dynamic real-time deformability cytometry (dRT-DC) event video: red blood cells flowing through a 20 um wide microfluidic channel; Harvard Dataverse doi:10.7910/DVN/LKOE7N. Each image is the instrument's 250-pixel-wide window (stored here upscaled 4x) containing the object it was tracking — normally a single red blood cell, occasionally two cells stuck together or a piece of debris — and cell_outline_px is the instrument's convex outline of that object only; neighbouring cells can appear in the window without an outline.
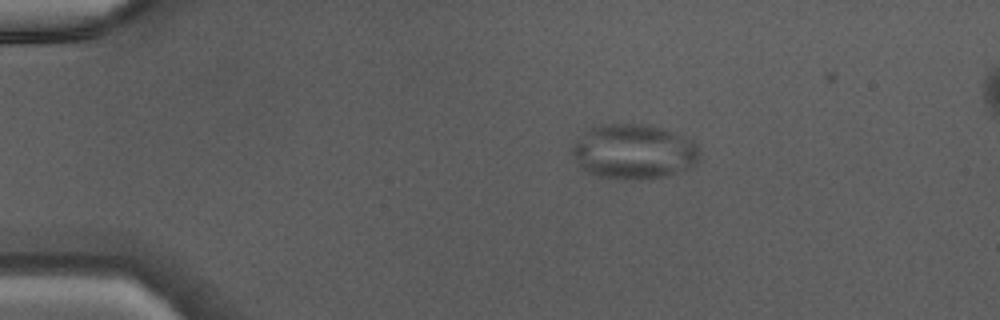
{"species": "Egyptian fruit bat (a non-hibernating species)", "species_latin": "Rousettus aegyptiacus", "temperature_condition": "warm", "stored_images_in_passage": 38, "camera_frame_rate_fps": 3000, "um_per_image_px": 0.085, "animal": {"sex": "male"}, "frame": {"image": 1, "passage_image": 1, "time_ms": 0.0, "image_size_px": [1000, 320], "cell_outline_px": [[700, 160], [692, 168], [664, 176], [648, 180], [596, 176], [580, 168], [572, 156], [572, 148], [584, 132], [600, 124], [648, 124], [684, 136], [692, 140], [700, 148]], "centroid_in_image_um": [53.91, 12.9], "position_along_channel_um": 31.1, "area_um2": 40.92}}
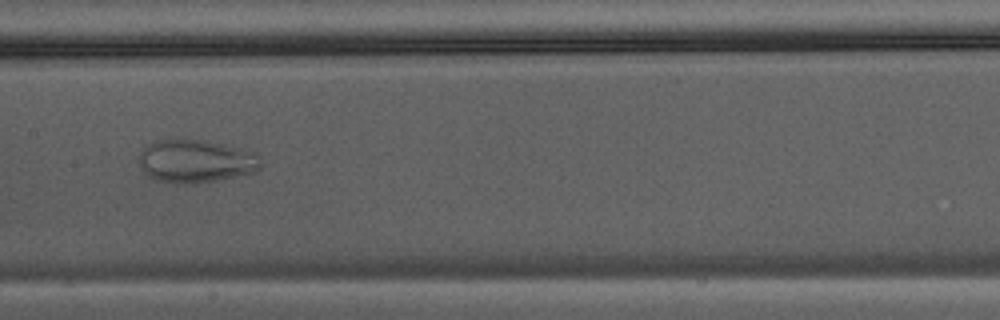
{"frame": {"image": 2, "passage_image": 16, "time_ms": 5.0, "image_size_px": [1000, 320], "cell_outline_px": [[260, 168], [252, 172], [216, 180], [160, 180], [148, 176], [144, 172], [140, 164], [140, 156], [144, 148], [148, 144], [156, 140], [168, 136], [180, 136], [204, 140], [240, 148], [256, 156], [260, 164]], "centroid_in_image_um": [16.57, 13.59], "position_along_channel_um": 190.8, "area_um2": 29.59}}
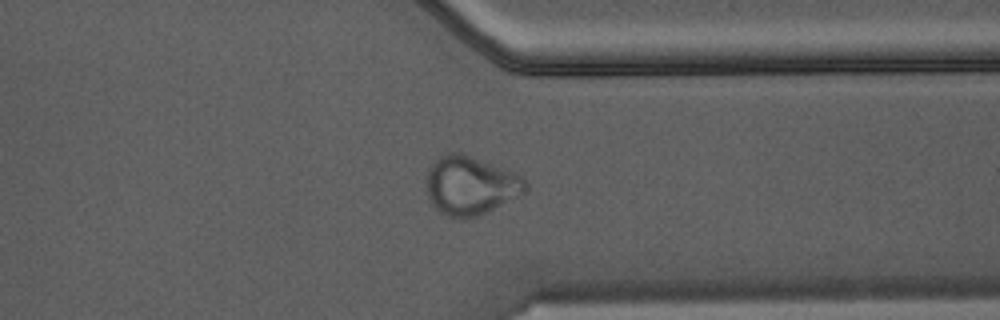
{"frame": {"image": 3, "passage_image": 28, "time_ms": 9.0, "image_size_px": [1000, 320], "cell_outline_px": [[528, 192], [480, 216], [460, 220], [448, 216], [440, 212], [432, 204], [428, 196], [428, 172], [432, 164], [440, 156], [448, 152], [460, 152], [472, 156], [516, 172], [528, 184]], "centroid_in_image_um": [40.05, 15.79], "position_along_channel_um": 371.4, "area_um2": 34.22}}